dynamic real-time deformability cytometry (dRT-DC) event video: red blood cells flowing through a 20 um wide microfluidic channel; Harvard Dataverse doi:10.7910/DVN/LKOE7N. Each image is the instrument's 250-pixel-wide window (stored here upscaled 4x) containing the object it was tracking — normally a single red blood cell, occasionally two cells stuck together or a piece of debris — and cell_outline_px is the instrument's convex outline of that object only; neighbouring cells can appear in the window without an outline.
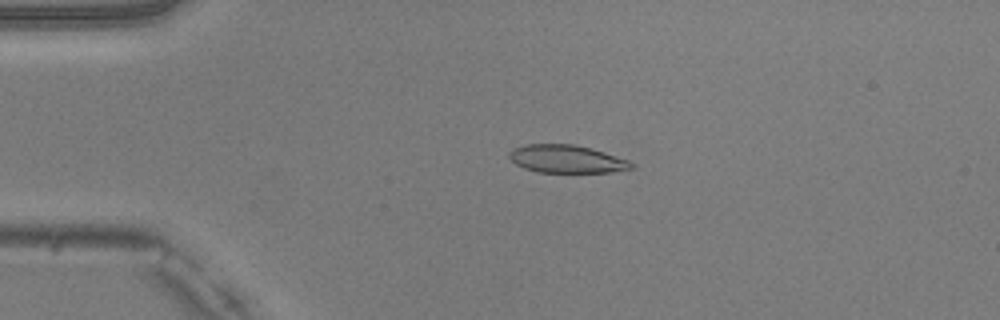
{"species": "common noctule bat (a hibernating species)", "species_latin": "Nyctalus noctula", "temperature_condition": "warm", "stored_images_in_passage": 51, "camera_frame_rate_fps": 3000, "um_per_image_px": 0.085, "animal": {"sex": "male", "body_mass_g": 20.5, "forearm_length_mm": 52.5}, "frame": {"image": 1, "passage_image": 12, "time_ms": 3.667, "image_size_px": [1000, 320], "cell_outline_px": [[636, 164], [632, 168], [608, 172], [536, 172], [524, 168], [516, 164], [508, 156], [508, 152], [512, 148], [528, 144], [572, 144], [604, 152], [628, 160]], "centroid_in_image_um": [48.13, 13.51], "position_along_channel_um": 36.9, "area_um2": 19.71}}
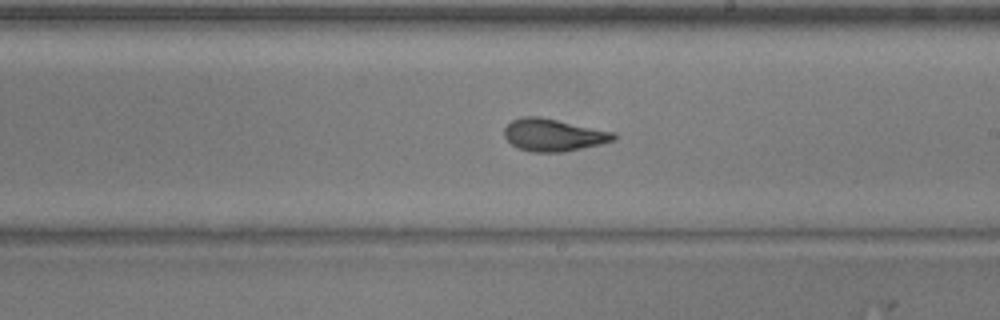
{"frame": {"image": 2, "passage_image": 30, "time_ms": 9.667, "image_size_px": [1000, 320], "cell_outline_px": [[616, 140], [600, 144], [564, 152], [532, 152], [516, 148], [504, 136], [504, 128], [512, 120], [524, 116], [536, 116], [616, 132]], "centroid_in_image_um": [47.04, 11.48], "position_along_channel_um": 242.0, "area_um2": 20.58}}
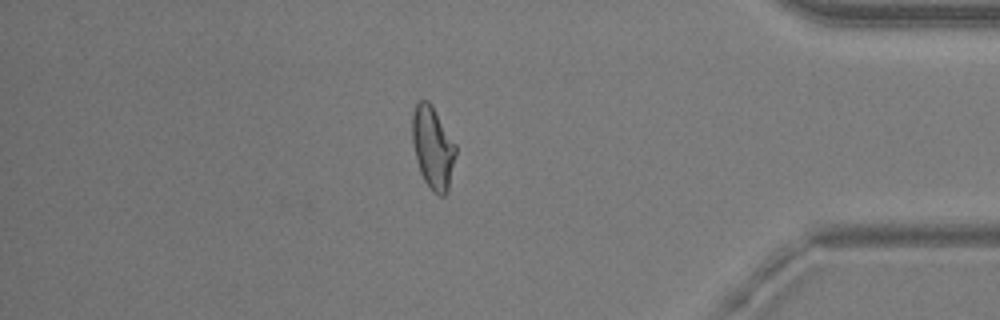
{"frame": {"image": 3, "passage_image": 44, "time_ms": 14.333, "image_size_px": [1000, 320], "cell_outline_px": [[456, 156], [448, 188], [444, 196], [440, 196], [432, 192], [424, 180], [420, 172], [416, 160], [412, 140], [412, 112], [416, 104], [420, 100], [428, 100], [432, 104], [456, 144]], "centroid_in_image_um": [36.79, 12.53], "position_along_channel_um": 398.4, "area_um2": 21.04}, "authors_computed_cell_mechanics": {"area_um2": 20.5768, "velocity_mm_per_s": 4.0393, "shape_relaxation_time_tau1_ms": 5.1544, "shape_relaxation_time_tau2_ms": 1.1713, "deformation_change_tau1": 0.1797, "deformation_change_tau2": 0.074}}